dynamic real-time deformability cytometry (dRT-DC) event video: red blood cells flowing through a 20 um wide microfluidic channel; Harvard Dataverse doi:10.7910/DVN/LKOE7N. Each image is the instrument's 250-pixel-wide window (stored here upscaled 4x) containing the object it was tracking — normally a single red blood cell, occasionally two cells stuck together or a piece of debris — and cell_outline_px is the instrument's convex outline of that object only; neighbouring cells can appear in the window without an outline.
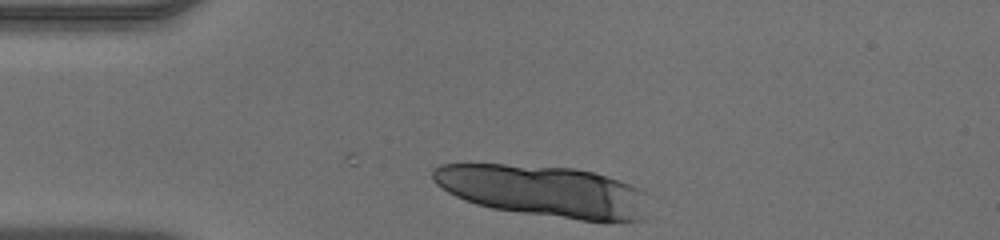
{"species": "human", "species_latin": "Homo sapiens", "temperature_condition": "warm", "stored_images_in_passage": 11, "camera_frame_rate_fps": 3000, "um_per_image_px": 0.085, "donor": {"sex": "male"}, "frame": {"image": 1, "passage_image": 1, "time_ms": 0.0, "image_size_px": [1000, 240], "cell_outline_px": [[644, 220], [580, 220], [492, 208], [476, 204], [464, 200], [448, 192], [436, 184], [432, 180], [432, 168], [440, 164], [504, 164], [576, 168], [592, 172], [628, 184], [644, 192]], "centroid_in_image_um": [46.11, 16.22], "position_along_channel_um": 38.9, "area_um2": 63.87}}